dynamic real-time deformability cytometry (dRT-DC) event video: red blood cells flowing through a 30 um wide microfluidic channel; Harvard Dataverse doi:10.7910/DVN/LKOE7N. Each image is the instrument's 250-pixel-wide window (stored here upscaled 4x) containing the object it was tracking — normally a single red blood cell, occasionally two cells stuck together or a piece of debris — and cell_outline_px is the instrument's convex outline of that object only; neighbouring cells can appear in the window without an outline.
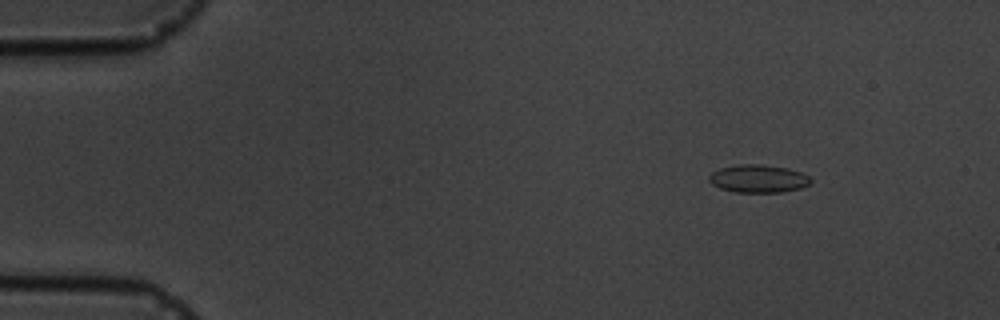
{"species": "common noctule bat (a hibernating species)", "species_latin": "Nyctalus noctula", "temperature_condition": "cold", "stored_images_in_passage": 6, "camera_frame_rate_fps": 3000, "um_per_image_px": 0.085, "animal": {"sex": "male", "body_mass_g": 19.5, "forearm_length_mm": 54.6}, "frame": {"image": 1, "passage_image": 2, "time_ms": 1.333, "image_size_px": [1000, 320], "cell_outline_px": [[812, 180], [808, 184], [800, 188], [780, 192], [736, 192], [720, 188], [712, 184], [708, 180], [708, 176], [712, 172], [720, 168], [740, 164], [760, 164], [788, 168], [800, 172], [808, 176]], "centroid_in_image_um": [64.43, 15.18], "position_along_channel_um": 20.6, "area_um2": 16.42}}
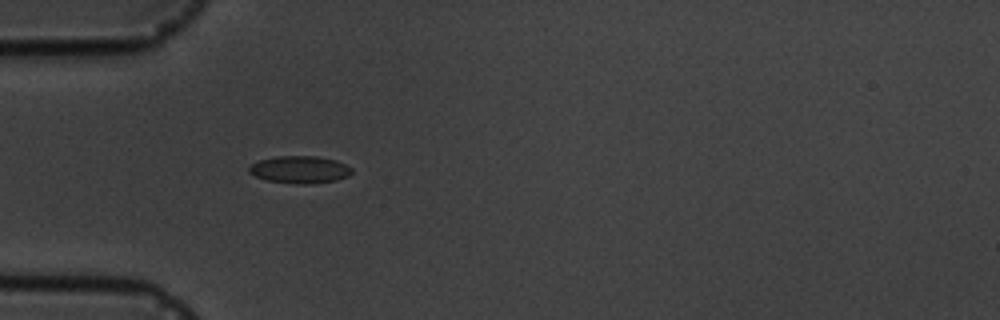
{"frame": {"image": 2, "passage_image": 5, "time_ms": 4.667, "image_size_px": [1000, 320], "cell_outline_px": [[352, 172], [348, 176], [336, 180], [312, 184], [296, 184], [268, 180], [256, 176], [248, 172], [248, 168], [252, 164], [260, 160], [276, 156], [316, 156], [336, 160], [352, 168]], "centroid_in_image_um": [25.49, 14.42], "position_along_channel_um": 59.5, "area_um2": 16.3}}
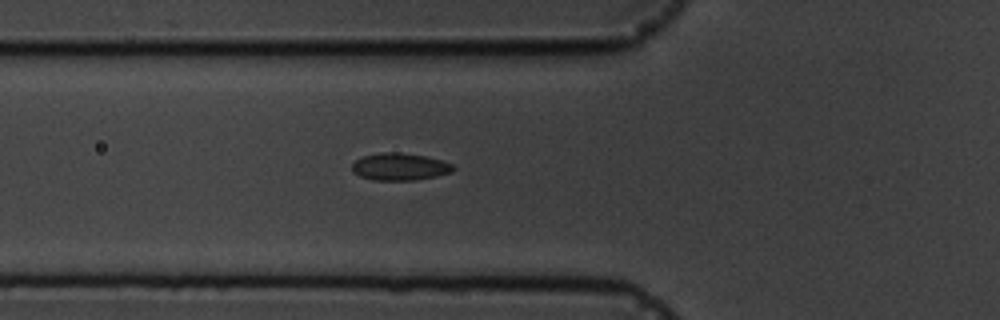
{"frame": {"image": 3, "passage_image": 6, "time_ms": 5.667, "image_size_px": [1000, 320], "cell_outline_px": [[456, 168], [452, 172], [436, 176], [416, 180], [372, 180], [360, 176], [352, 172], [352, 164], [356, 160], [364, 156], [384, 152], [400, 152], [424, 156], [440, 160], [452, 164]], "centroid_in_image_um": [33.98, 14.18], "position_along_channel_um": 91.8, "area_um2": 16.01}}